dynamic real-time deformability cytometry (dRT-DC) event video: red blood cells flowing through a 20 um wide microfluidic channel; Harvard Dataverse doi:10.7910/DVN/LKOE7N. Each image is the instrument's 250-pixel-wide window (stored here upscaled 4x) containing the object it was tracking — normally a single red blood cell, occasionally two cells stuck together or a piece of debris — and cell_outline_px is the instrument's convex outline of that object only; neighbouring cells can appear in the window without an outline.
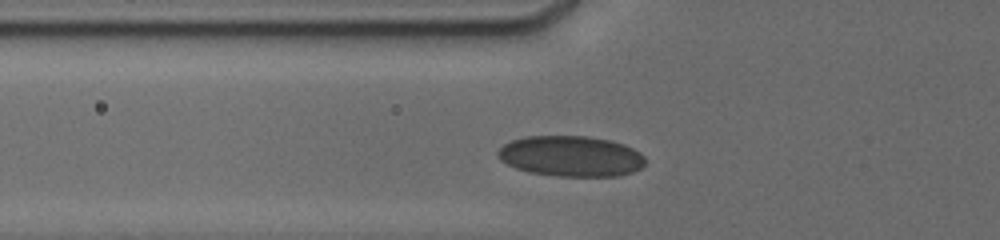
{"species": "human", "species_latin": "Homo sapiens", "temperature_condition": "cold", "stored_images_in_passage": 25, "camera_frame_rate_fps": 3000, "um_per_image_px": 0.085, "donor": {"sex": "male"}, "frame": {"image": 1, "passage_image": 5, "time_ms": 2.333, "image_size_px": [1000, 240], "cell_outline_px": [[644, 164], [640, 168], [632, 172], [620, 176], [552, 176], [528, 172], [516, 168], [500, 160], [496, 156], [496, 152], [504, 144], [512, 140], [528, 136], [584, 136], [608, 140], [624, 144], [640, 152], [644, 156]], "centroid_in_image_um": [48.51, 13.28], "position_along_channel_um": 77.3, "area_um2": 34.97}}
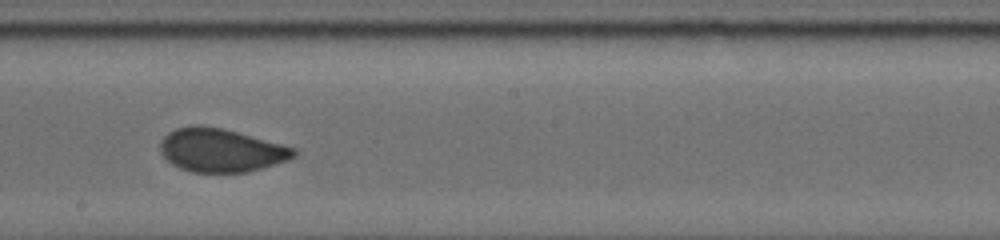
{"frame": {"image": 2, "passage_image": 14, "time_ms": 6.333, "image_size_px": [1000, 240], "cell_outline_px": [[300, 152], [296, 156], [288, 160], [276, 164], [244, 172], [192, 172], [180, 168], [172, 164], [160, 152], [160, 140], [168, 132], [176, 128], [196, 124], [220, 128], [236, 132], [296, 148]], "centroid_in_image_um": [18.77, 12.77], "position_along_channel_um": 229.4, "area_um2": 33.64}}
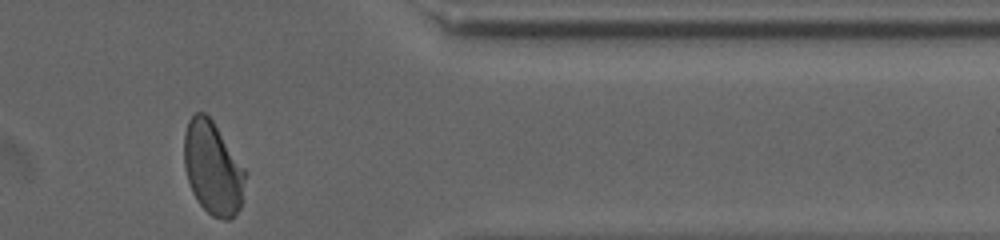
{"frame": {"image": 3, "passage_image": 25, "time_ms": 11.0, "image_size_px": [1000, 240], "cell_outline_px": [[248, 172], [240, 208], [228, 220], [224, 220], [212, 216], [200, 204], [192, 192], [184, 168], [184, 132], [188, 120], [196, 112], [204, 112], [212, 120]], "centroid_in_image_um": [18.1, 14.28], "position_along_channel_um": 393.3, "area_um2": 33.35}}